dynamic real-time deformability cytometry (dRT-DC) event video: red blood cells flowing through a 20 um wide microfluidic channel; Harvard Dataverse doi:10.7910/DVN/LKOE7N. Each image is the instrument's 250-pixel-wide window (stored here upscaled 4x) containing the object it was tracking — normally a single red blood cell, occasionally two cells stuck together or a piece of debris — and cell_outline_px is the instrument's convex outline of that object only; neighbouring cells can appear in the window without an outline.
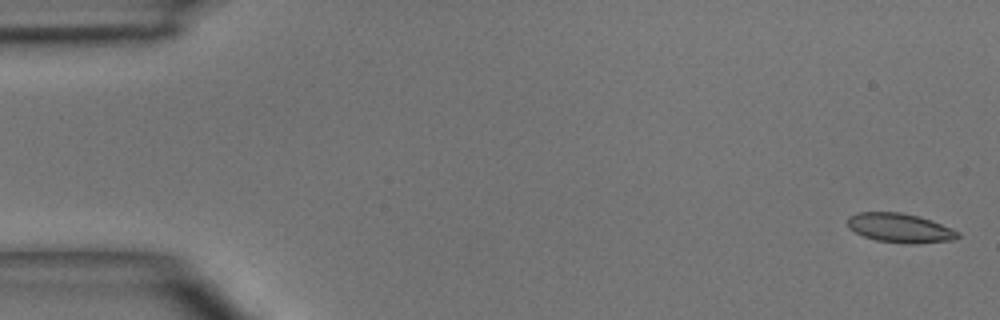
{"species": "common noctule bat (a hibernating species)", "species_latin": "Nyctalus noctula", "temperature_condition": "room temperature", "stored_images_in_passage": 5, "camera_frame_rate_fps": 3000, "um_per_image_px": 0.085, "animal": {"sex": "male", "body_mass_g": 15.6}, "frame": {"image": 1, "passage_image": 1, "time_ms": 0.0, "image_size_px": [1000, 320], "cell_outline_px": [[960, 236], [952, 240], [916, 244], [904, 244], [876, 240], [864, 236], [848, 228], [848, 216], [856, 212], [900, 212], [916, 216], [940, 224], [960, 232]], "centroid_in_image_um": [76.46, 19.38], "position_along_channel_um": 8.5, "area_um2": 18.67}}
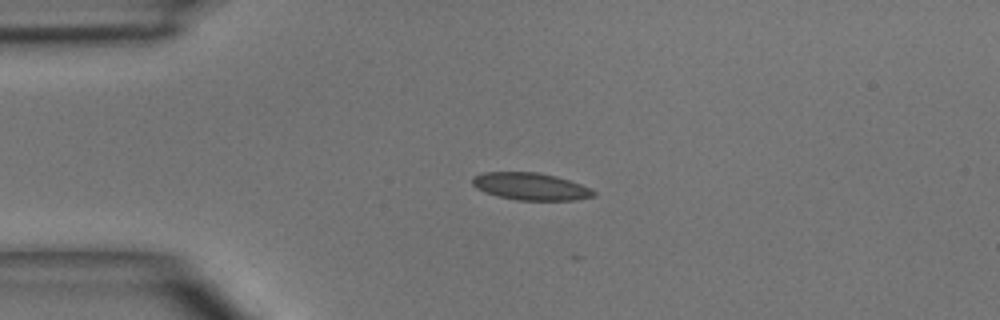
{"frame": {"image": 2, "passage_image": 4, "time_ms": 3.333, "image_size_px": [1000, 320], "cell_outline_px": [[596, 196], [576, 200], [516, 200], [484, 192], [476, 188], [472, 184], [472, 176], [484, 172], [536, 172], [556, 176], [580, 184], [596, 192]], "centroid_in_image_um": [45.08, 15.85], "position_along_channel_um": 39.9, "area_um2": 19.19}}